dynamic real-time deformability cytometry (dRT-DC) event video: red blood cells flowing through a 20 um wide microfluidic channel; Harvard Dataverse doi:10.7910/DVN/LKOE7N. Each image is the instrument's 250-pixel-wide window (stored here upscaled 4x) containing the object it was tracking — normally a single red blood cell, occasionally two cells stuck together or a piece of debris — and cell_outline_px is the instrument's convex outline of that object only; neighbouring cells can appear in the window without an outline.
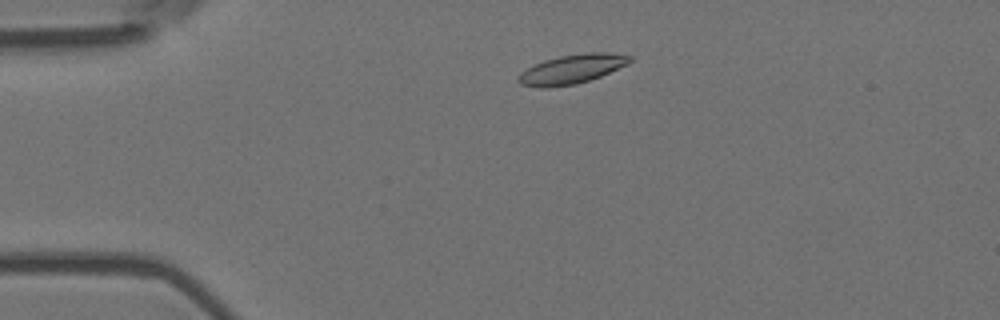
{"species": "Egyptian fruit bat (a non-hibernating species)", "species_latin": "Rousettus aegyptiacus", "temperature_condition": "room temperature", "stored_images_in_passage": 50, "camera_frame_rate_fps": 3000, "um_per_image_px": 0.085, "animal": {"sex": "female"}, "frame": {"image": 1, "passage_image": 7, "time_ms": 2.0, "image_size_px": [1000, 320], "cell_outline_px": [[632, 60], [628, 64], [600, 76], [576, 84], [544, 88], [540, 88], [520, 84], [516, 80], [516, 76], [520, 72], [544, 60], [560, 56], [588, 52], [608, 52], [632, 56]], "centroid_in_image_um": [48.58, 5.88], "position_along_channel_um": 36.4, "area_um2": 18.96}}
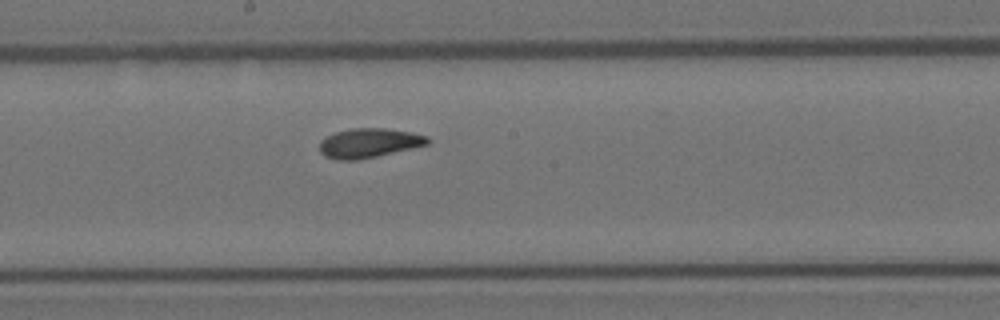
{"frame": {"image": 2, "passage_image": 25, "time_ms": 8.0, "image_size_px": [1000, 320], "cell_outline_px": [[432, 140], [428, 144], [412, 148], [376, 156], [356, 160], [336, 160], [324, 156], [320, 152], [320, 140], [336, 132], [352, 128], [384, 128], [412, 132], [428, 136]], "centroid_in_image_um": [31.37, 12.15], "position_along_channel_um": 216.8, "area_um2": 18.5}}
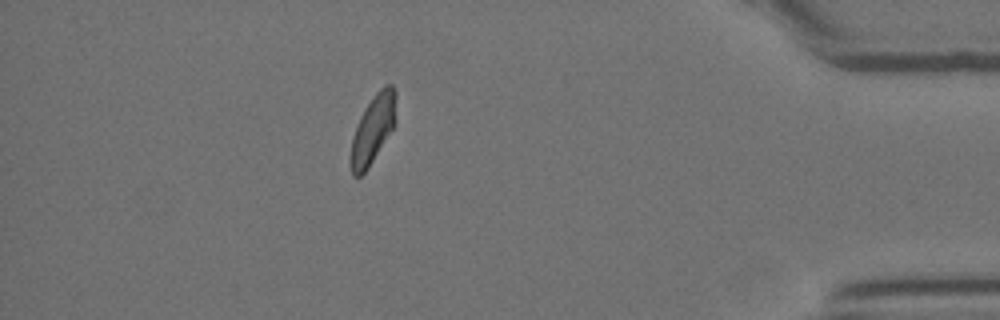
{"frame": {"image": 3, "passage_image": 44, "time_ms": 14.333, "image_size_px": [1000, 320], "cell_outline_px": [[396, 124], [368, 168], [360, 176], [352, 176], [348, 160], [348, 156], [352, 136], [360, 116], [364, 108], [376, 92], [384, 84], [392, 84], [396, 92]], "centroid_in_image_um": [31.68, 10.99], "position_along_channel_um": 403.5, "area_um2": 18.61}, "authors_computed_cell_mechanics": {"area_um2": 18.3226, "velocity_mm_per_s": 3.6502, "shape_relaxation_time_tau1_ms": 3.8308, "shape_relaxation_time_tau2_ms": 2.7785, "deformation_change_tau1": 0.1279, "deformation_change_tau2": 0.0709}}